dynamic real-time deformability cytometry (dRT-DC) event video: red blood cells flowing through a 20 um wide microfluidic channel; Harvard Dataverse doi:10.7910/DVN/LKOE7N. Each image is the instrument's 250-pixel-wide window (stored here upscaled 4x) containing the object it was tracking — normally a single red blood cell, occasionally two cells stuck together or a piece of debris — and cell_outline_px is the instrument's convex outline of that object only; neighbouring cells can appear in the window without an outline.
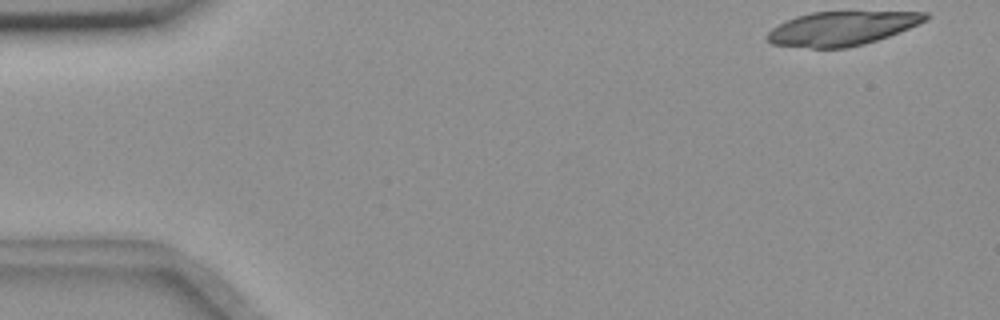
{"species": "common noctule bat (a hibernating species)", "species_latin": "Nyctalus noctula", "temperature_condition": "room temperature", "stored_images_in_passage": 6, "camera_frame_rate_fps": 3000, "um_per_image_px": 0.085, "animal": {"sex": "female", "body_mass_g": 18.4}, "frame": {"image": 1, "passage_image": 1, "time_ms": 0.0, "image_size_px": [1000, 320], "cell_outline_px": [[932, 16], [928, 20], [888, 36], [864, 44], [848, 48], [812, 48], [772, 44], [764, 40], [764, 36], [772, 28], [796, 16], [812, 12], [928, 12]], "centroid_in_image_um": [71.54, 2.42], "position_along_channel_um": 13.5, "area_um2": 31.33}}